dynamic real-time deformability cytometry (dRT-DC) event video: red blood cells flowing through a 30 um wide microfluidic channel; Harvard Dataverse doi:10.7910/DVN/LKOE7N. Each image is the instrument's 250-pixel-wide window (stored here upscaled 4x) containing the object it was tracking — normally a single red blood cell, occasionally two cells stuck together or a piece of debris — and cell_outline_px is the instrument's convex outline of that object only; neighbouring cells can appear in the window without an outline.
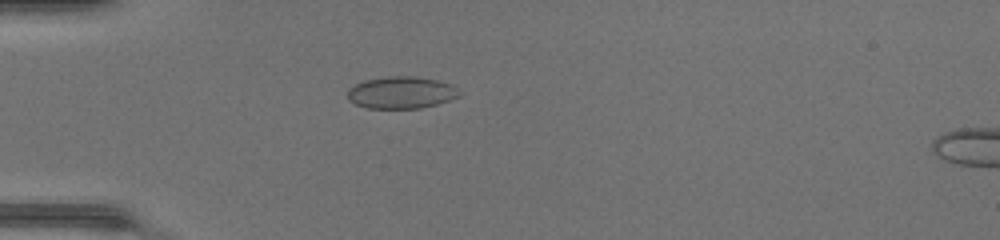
{"species": "common noctule bat (a hibernating species)", "species_latin": "Nyctalus noctula", "temperature_condition": "warm", "stored_images_in_passage": 31, "camera_frame_rate_fps": 3000, "um_per_image_px": 0.085, "animal": {"sex": "female", "body_mass_g": 17.0, "forearm_length_mm": 48.0}, "frame": {"image": 1, "passage_image": 2, "time_ms": 0.333, "image_size_px": [1000, 240], "cell_outline_px": [[460, 96], [436, 104], [420, 108], [368, 108], [356, 104], [348, 100], [348, 92], [356, 84], [364, 80], [388, 76], [416, 76], [436, 80], [448, 84], [456, 88]], "centroid_in_image_um": [34.08, 7.86], "position_along_channel_um": 50.9, "area_um2": 20.52}}
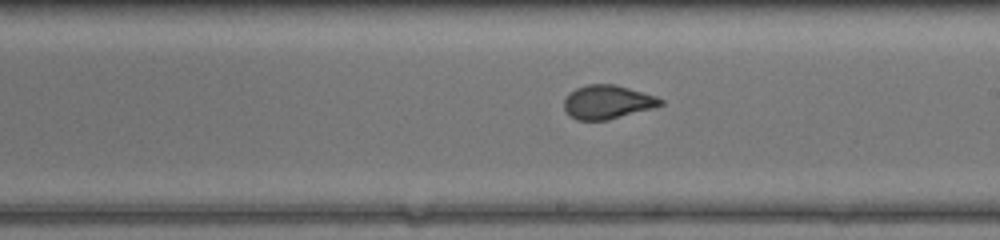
{"frame": {"image": 2, "passage_image": 16, "time_ms": 5.0, "image_size_px": [1000, 240], "cell_outline_px": [[664, 104], [604, 120], [576, 120], [564, 108], [564, 100], [568, 92], [576, 88], [588, 84], [616, 84], [656, 96], [664, 100]], "centroid_in_image_um": [51.6, 8.64], "position_along_channel_um": 237.4, "area_um2": 18.61}}
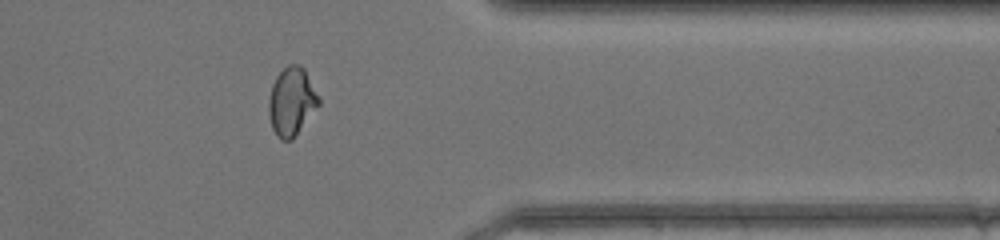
{"frame": {"image": 3, "passage_image": 27, "time_ms": 8.667, "image_size_px": [1000, 240], "cell_outline_px": [[320, 104], [292, 140], [280, 140], [272, 128], [268, 112], [268, 100], [272, 84], [276, 76], [288, 64], [300, 64], [304, 68], [320, 100]], "centroid_in_image_um": [24.77, 8.63], "position_along_channel_um": 386.6, "area_um2": 19.83}}